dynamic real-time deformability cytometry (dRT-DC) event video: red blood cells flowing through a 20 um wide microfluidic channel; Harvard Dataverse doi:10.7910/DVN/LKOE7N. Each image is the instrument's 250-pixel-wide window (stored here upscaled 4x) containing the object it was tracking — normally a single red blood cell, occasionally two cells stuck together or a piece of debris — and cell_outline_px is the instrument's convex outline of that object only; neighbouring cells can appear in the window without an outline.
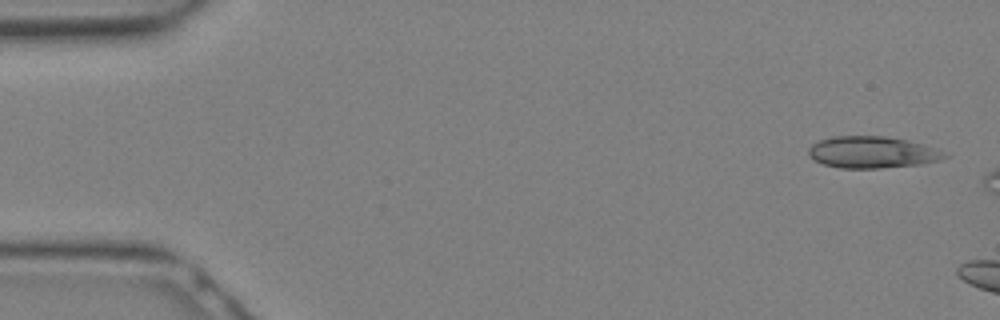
{"species": "Egyptian fruit bat (a non-hibernating species)", "species_latin": "Rousettus aegyptiacus", "temperature_condition": "warm", "stored_images_in_passage": 5, "camera_frame_rate_fps": 3000, "um_per_image_px": 0.085, "animal": {"sex": "female"}, "frame": {"image": 1, "passage_image": 1, "time_ms": 0.0, "image_size_px": [1000, 320], "cell_outline_px": [[948, 156], [940, 160], [920, 164], [880, 168], [840, 168], [824, 164], [808, 156], [808, 148], [812, 144], [820, 140], [832, 136], [884, 136], [924, 144], [936, 148]], "centroid_in_image_um": [74.11, 12.94], "position_along_channel_um": 10.9, "area_um2": 24.97}}